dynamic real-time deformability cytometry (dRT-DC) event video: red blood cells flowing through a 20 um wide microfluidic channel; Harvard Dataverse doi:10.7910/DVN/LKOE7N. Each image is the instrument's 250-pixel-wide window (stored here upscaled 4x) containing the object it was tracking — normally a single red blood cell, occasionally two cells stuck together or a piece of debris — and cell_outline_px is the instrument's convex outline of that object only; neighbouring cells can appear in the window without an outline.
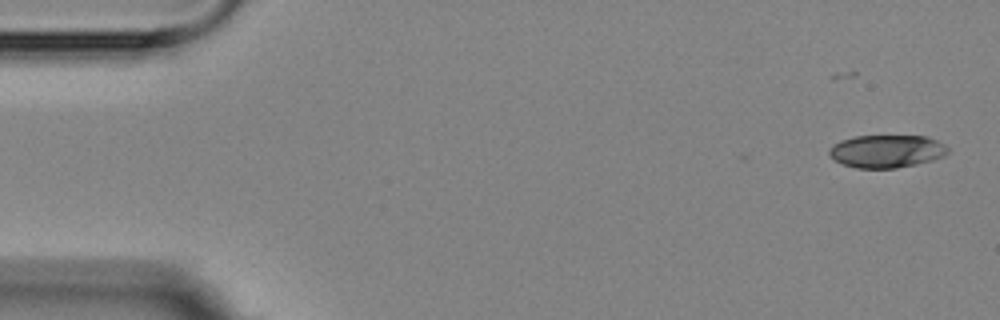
{"species": "Egyptian fruit bat (a non-hibernating species)", "species_latin": "Rousettus aegyptiacus", "temperature_condition": "room temperature", "stored_images_in_passage": 4, "camera_frame_rate_fps": 3000, "um_per_image_px": 0.085, "animal": {"sex": "female"}, "frame": {"image": 1, "passage_image": 2, "time_ms": 1.333, "image_size_px": [1000, 320], "cell_outline_px": [[948, 152], [944, 156], [932, 160], [916, 164], [896, 168], [856, 168], [844, 164], [828, 156], [828, 148], [832, 144], [840, 140], [856, 136], [924, 136], [936, 140], [944, 144], [948, 148]], "centroid_in_image_um": [75.33, 12.85], "position_along_channel_um": 9.7, "area_um2": 22.72}}